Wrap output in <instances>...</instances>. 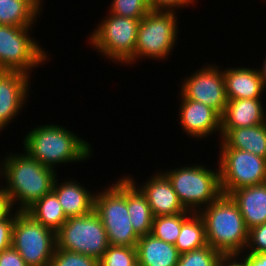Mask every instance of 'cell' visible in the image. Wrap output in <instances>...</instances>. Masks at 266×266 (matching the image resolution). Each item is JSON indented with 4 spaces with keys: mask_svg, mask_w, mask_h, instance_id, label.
Returning a JSON list of instances; mask_svg holds the SVG:
<instances>
[{
    "mask_svg": "<svg viewBox=\"0 0 266 266\" xmlns=\"http://www.w3.org/2000/svg\"><path fill=\"white\" fill-rule=\"evenodd\" d=\"M35 221L57 232L68 219L57 196L50 192L25 211Z\"/></svg>",
    "mask_w": 266,
    "mask_h": 266,
    "instance_id": "24",
    "label": "cell"
},
{
    "mask_svg": "<svg viewBox=\"0 0 266 266\" xmlns=\"http://www.w3.org/2000/svg\"><path fill=\"white\" fill-rule=\"evenodd\" d=\"M206 167L202 164L184 165L163 172L187 211L199 213L202 206L207 207L222 195L219 168L211 170Z\"/></svg>",
    "mask_w": 266,
    "mask_h": 266,
    "instance_id": "5",
    "label": "cell"
},
{
    "mask_svg": "<svg viewBox=\"0 0 266 266\" xmlns=\"http://www.w3.org/2000/svg\"><path fill=\"white\" fill-rule=\"evenodd\" d=\"M218 168L223 195L266 182V159L236 148H221Z\"/></svg>",
    "mask_w": 266,
    "mask_h": 266,
    "instance_id": "11",
    "label": "cell"
},
{
    "mask_svg": "<svg viewBox=\"0 0 266 266\" xmlns=\"http://www.w3.org/2000/svg\"><path fill=\"white\" fill-rule=\"evenodd\" d=\"M0 266H28L12 246L0 252Z\"/></svg>",
    "mask_w": 266,
    "mask_h": 266,
    "instance_id": "34",
    "label": "cell"
},
{
    "mask_svg": "<svg viewBox=\"0 0 266 266\" xmlns=\"http://www.w3.org/2000/svg\"><path fill=\"white\" fill-rule=\"evenodd\" d=\"M264 59L265 60L263 61L262 68H259L260 70L258 69V72H259V75L261 76L262 83L265 89L266 88V58Z\"/></svg>",
    "mask_w": 266,
    "mask_h": 266,
    "instance_id": "38",
    "label": "cell"
},
{
    "mask_svg": "<svg viewBox=\"0 0 266 266\" xmlns=\"http://www.w3.org/2000/svg\"><path fill=\"white\" fill-rule=\"evenodd\" d=\"M57 180L56 178L52 192L57 196L67 218L87 215L94 210L95 192L93 194L75 179L59 184Z\"/></svg>",
    "mask_w": 266,
    "mask_h": 266,
    "instance_id": "17",
    "label": "cell"
},
{
    "mask_svg": "<svg viewBox=\"0 0 266 266\" xmlns=\"http://www.w3.org/2000/svg\"><path fill=\"white\" fill-rule=\"evenodd\" d=\"M223 257L210 245L180 254L177 266H219Z\"/></svg>",
    "mask_w": 266,
    "mask_h": 266,
    "instance_id": "27",
    "label": "cell"
},
{
    "mask_svg": "<svg viewBox=\"0 0 266 266\" xmlns=\"http://www.w3.org/2000/svg\"><path fill=\"white\" fill-rule=\"evenodd\" d=\"M136 247L109 245L98 261V266H136Z\"/></svg>",
    "mask_w": 266,
    "mask_h": 266,
    "instance_id": "28",
    "label": "cell"
},
{
    "mask_svg": "<svg viewBox=\"0 0 266 266\" xmlns=\"http://www.w3.org/2000/svg\"><path fill=\"white\" fill-rule=\"evenodd\" d=\"M30 28L0 25V71L31 75L32 68L49 60L46 51L31 37Z\"/></svg>",
    "mask_w": 266,
    "mask_h": 266,
    "instance_id": "9",
    "label": "cell"
},
{
    "mask_svg": "<svg viewBox=\"0 0 266 266\" xmlns=\"http://www.w3.org/2000/svg\"><path fill=\"white\" fill-rule=\"evenodd\" d=\"M219 266H247V265L238 255H223V257L220 260Z\"/></svg>",
    "mask_w": 266,
    "mask_h": 266,
    "instance_id": "36",
    "label": "cell"
},
{
    "mask_svg": "<svg viewBox=\"0 0 266 266\" xmlns=\"http://www.w3.org/2000/svg\"><path fill=\"white\" fill-rule=\"evenodd\" d=\"M13 211L0 222V252L12 245V229L17 216V210Z\"/></svg>",
    "mask_w": 266,
    "mask_h": 266,
    "instance_id": "32",
    "label": "cell"
},
{
    "mask_svg": "<svg viewBox=\"0 0 266 266\" xmlns=\"http://www.w3.org/2000/svg\"><path fill=\"white\" fill-rule=\"evenodd\" d=\"M41 10L43 7V1L42 0H32Z\"/></svg>",
    "mask_w": 266,
    "mask_h": 266,
    "instance_id": "39",
    "label": "cell"
},
{
    "mask_svg": "<svg viewBox=\"0 0 266 266\" xmlns=\"http://www.w3.org/2000/svg\"><path fill=\"white\" fill-rule=\"evenodd\" d=\"M50 266H98V260L77 252L60 249L56 246Z\"/></svg>",
    "mask_w": 266,
    "mask_h": 266,
    "instance_id": "30",
    "label": "cell"
},
{
    "mask_svg": "<svg viewBox=\"0 0 266 266\" xmlns=\"http://www.w3.org/2000/svg\"><path fill=\"white\" fill-rule=\"evenodd\" d=\"M109 187V188H108ZM95 192L94 211L107 232L110 245L136 247L140 236L134 231L127 208V176Z\"/></svg>",
    "mask_w": 266,
    "mask_h": 266,
    "instance_id": "4",
    "label": "cell"
},
{
    "mask_svg": "<svg viewBox=\"0 0 266 266\" xmlns=\"http://www.w3.org/2000/svg\"><path fill=\"white\" fill-rule=\"evenodd\" d=\"M240 67L223 70L227 99H261L265 89L258 69Z\"/></svg>",
    "mask_w": 266,
    "mask_h": 266,
    "instance_id": "16",
    "label": "cell"
},
{
    "mask_svg": "<svg viewBox=\"0 0 266 266\" xmlns=\"http://www.w3.org/2000/svg\"><path fill=\"white\" fill-rule=\"evenodd\" d=\"M109 13L133 19H142L151 11L149 0H112Z\"/></svg>",
    "mask_w": 266,
    "mask_h": 266,
    "instance_id": "29",
    "label": "cell"
},
{
    "mask_svg": "<svg viewBox=\"0 0 266 266\" xmlns=\"http://www.w3.org/2000/svg\"><path fill=\"white\" fill-rule=\"evenodd\" d=\"M220 148H236L266 159V123L242 128H221Z\"/></svg>",
    "mask_w": 266,
    "mask_h": 266,
    "instance_id": "19",
    "label": "cell"
},
{
    "mask_svg": "<svg viewBox=\"0 0 266 266\" xmlns=\"http://www.w3.org/2000/svg\"><path fill=\"white\" fill-rule=\"evenodd\" d=\"M89 36L90 45L110 61L125 64L135 53L140 19L108 12Z\"/></svg>",
    "mask_w": 266,
    "mask_h": 266,
    "instance_id": "7",
    "label": "cell"
},
{
    "mask_svg": "<svg viewBox=\"0 0 266 266\" xmlns=\"http://www.w3.org/2000/svg\"><path fill=\"white\" fill-rule=\"evenodd\" d=\"M11 212H0V222L10 214Z\"/></svg>",
    "mask_w": 266,
    "mask_h": 266,
    "instance_id": "40",
    "label": "cell"
},
{
    "mask_svg": "<svg viewBox=\"0 0 266 266\" xmlns=\"http://www.w3.org/2000/svg\"><path fill=\"white\" fill-rule=\"evenodd\" d=\"M196 0H149L151 11H174L194 5ZM193 3V4H192Z\"/></svg>",
    "mask_w": 266,
    "mask_h": 266,
    "instance_id": "33",
    "label": "cell"
},
{
    "mask_svg": "<svg viewBox=\"0 0 266 266\" xmlns=\"http://www.w3.org/2000/svg\"><path fill=\"white\" fill-rule=\"evenodd\" d=\"M9 196L4 186L0 187V212H13Z\"/></svg>",
    "mask_w": 266,
    "mask_h": 266,
    "instance_id": "37",
    "label": "cell"
},
{
    "mask_svg": "<svg viewBox=\"0 0 266 266\" xmlns=\"http://www.w3.org/2000/svg\"><path fill=\"white\" fill-rule=\"evenodd\" d=\"M262 104L260 99L228 100L221 115V128H242L266 123Z\"/></svg>",
    "mask_w": 266,
    "mask_h": 266,
    "instance_id": "20",
    "label": "cell"
},
{
    "mask_svg": "<svg viewBox=\"0 0 266 266\" xmlns=\"http://www.w3.org/2000/svg\"><path fill=\"white\" fill-rule=\"evenodd\" d=\"M30 78L20 71H0V132L25 106Z\"/></svg>",
    "mask_w": 266,
    "mask_h": 266,
    "instance_id": "13",
    "label": "cell"
},
{
    "mask_svg": "<svg viewBox=\"0 0 266 266\" xmlns=\"http://www.w3.org/2000/svg\"><path fill=\"white\" fill-rule=\"evenodd\" d=\"M175 11H150L138 28L134 55L125 63H135L140 58L164 60L173 52L178 39V19Z\"/></svg>",
    "mask_w": 266,
    "mask_h": 266,
    "instance_id": "6",
    "label": "cell"
},
{
    "mask_svg": "<svg viewBox=\"0 0 266 266\" xmlns=\"http://www.w3.org/2000/svg\"><path fill=\"white\" fill-rule=\"evenodd\" d=\"M139 186L140 185L137 187L145 195L154 217L179 213H193L187 211L182 205L170 180L163 172H156L154 176L148 178L146 183Z\"/></svg>",
    "mask_w": 266,
    "mask_h": 266,
    "instance_id": "15",
    "label": "cell"
},
{
    "mask_svg": "<svg viewBox=\"0 0 266 266\" xmlns=\"http://www.w3.org/2000/svg\"><path fill=\"white\" fill-rule=\"evenodd\" d=\"M246 250V253H266V223L249 230Z\"/></svg>",
    "mask_w": 266,
    "mask_h": 266,
    "instance_id": "31",
    "label": "cell"
},
{
    "mask_svg": "<svg viewBox=\"0 0 266 266\" xmlns=\"http://www.w3.org/2000/svg\"><path fill=\"white\" fill-rule=\"evenodd\" d=\"M127 208L134 231L139 236L150 234L154 215L145 195L129 175L127 176Z\"/></svg>",
    "mask_w": 266,
    "mask_h": 266,
    "instance_id": "22",
    "label": "cell"
},
{
    "mask_svg": "<svg viewBox=\"0 0 266 266\" xmlns=\"http://www.w3.org/2000/svg\"><path fill=\"white\" fill-rule=\"evenodd\" d=\"M243 253L245 255H243ZM238 254L247 266H266V253H246ZM244 256V257H243Z\"/></svg>",
    "mask_w": 266,
    "mask_h": 266,
    "instance_id": "35",
    "label": "cell"
},
{
    "mask_svg": "<svg viewBox=\"0 0 266 266\" xmlns=\"http://www.w3.org/2000/svg\"><path fill=\"white\" fill-rule=\"evenodd\" d=\"M23 142V151L52 169L59 164L83 162L92 154V146L87 140L57 124H44L31 129Z\"/></svg>",
    "mask_w": 266,
    "mask_h": 266,
    "instance_id": "2",
    "label": "cell"
},
{
    "mask_svg": "<svg viewBox=\"0 0 266 266\" xmlns=\"http://www.w3.org/2000/svg\"><path fill=\"white\" fill-rule=\"evenodd\" d=\"M210 64L185 78L180 94L186 99L201 102L222 115L228 103L223 70L220 71L218 66Z\"/></svg>",
    "mask_w": 266,
    "mask_h": 266,
    "instance_id": "12",
    "label": "cell"
},
{
    "mask_svg": "<svg viewBox=\"0 0 266 266\" xmlns=\"http://www.w3.org/2000/svg\"><path fill=\"white\" fill-rule=\"evenodd\" d=\"M192 213L156 216L153 219L151 233L167 243L175 244L180 234L182 223Z\"/></svg>",
    "mask_w": 266,
    "mask_h": 266,
    "instance_id": "26",
    "label": "cell"
},
{
    "mask_svg": "<svg viewBox=\"0 0 266 266\" xmlns=\"http://www.w3.org/2000/svg\"><path fill=\"white\" fill-rule=\"evenodd\" d=\"M57 247L100 260L109 247L107 232L98 214L69 217L56 232Z\"/></svg>",
    "mask_w": 266,
    "mask_h": 266,
    "instance_id": "10",
    "label": "cell"
},
{
    "mask_svg": "<svg viewBox=\"0 0 266 266\" xmlns=\"http://www.w3.org/2000/svg\"><path fill=\"white\" fill-rule=\"evenodd\" d=\"M1 162L0 178L2 181L5 178L4 187L13 209L15 205L18 206L15 211H26L44 195L52 192L57 178L56 169L42 165L25 151L21 154L9 153Z\"/></svg>",
    "mask_w": 266,
    "mask_h": 266,
    "instance_id": "1",
    "label": "cell"
},
{
    "mask_svg": "<svg viewBox=\"0 0 266 266\" xmlns=\"http://www.w3.org/2000/svg\"><path fill=\"white\" fill-rule=\"evenodd\" d=\"M41 11L32 0H0V25L32 27Z\"/></svg>",
    "mask_w": 266,
    "mask_h": 266,
    "instance_id": "23",
    "label": "cell"
},
{
    "mask_svg": "<svg viewBox=\"0 0 266 266\" xmlns=\"http://www.w3.org/2000/svg\"><path fill=\"white\" fill-rule=\"evenodd\" d=\"M229 196L238 205L248 230L266 223V182L237 189Z\"/></svg>",
    "mask_w": 266,
    "mask_h": 266,
    "instance_id": "18",
    "label": "cell"
},
{
    "mask_svg": "<svg viewBox=\"0 0 266 266\" xmlns=\"http://www.w3.org/2000/svg\"><path fill=\"white\" fill-rule=\"evenodd\" d=\"M136 250L139 266H177L180 256L174 244L152 234L140 236Z\"/></svg>",
    "mask_w": 266,
    "mask_h": 266,
    "instance_id": "21",
    "label": "cell"
},
{
    "mask_svg": "<svg viewBox=\"0 0 266 266\" xmlns=\"http://www.w3.org/2000/svg\"><path fill=\"white\" fill-rule=\"evenodd\" d=\"M180 96L179 123L184 133L193 139H202L219 132L221 138V115L201 102Z\"/></svg>",
    "mask_w": 266,
    "mask_h": 266,
    "instance_id": "14",
    "label": "cell"
},
{
    "mask_svg": "<svg viewBox=\"0 0 266 266\" xmlns=\"http://www.w3.org/2000/svg\"><path fill=\"white\" fill-rule=\"evenodd\" d=\"M174 245L180 254L207 245L205 223L199 213H192L182 223L180 234Z\"/></svg>",
    "mask_w": 266,
    "mask_h": 266,
    "instance_id": "25",
    "label": "cell"
},
{
    "mask_svg": "<svg viewBox=\"0 0 266 266\" xmlns=\"http://www.w3.org/2000/svg\"><path fill=\"white\" fill-rule=\"evenodd\" d=\"M11 246L28 266H50L57 246L56 232L35 221L25 211H17Z\"/></svg>",
    "mask_w": 266,
    "mask_h": 266,
    "instance_id": "8",
    "label": "cell"
},
{
    "mask_svg": "<svg viewBox=\"0 0 266 266\" xmlns=\"http://www.w3.org/2000/svg\"><path fill=\"white\" fill-rule=\"evenodd\" d=\"M205 223L207 244L222 255L244 252L248 232L238 205L230 196L221 195L199 212Z\"/></svg>",
    "mask_w": 266,
    "mask_h": 266,
    "instance_id": "3",
    "label": "cell"
}]
</instances>
